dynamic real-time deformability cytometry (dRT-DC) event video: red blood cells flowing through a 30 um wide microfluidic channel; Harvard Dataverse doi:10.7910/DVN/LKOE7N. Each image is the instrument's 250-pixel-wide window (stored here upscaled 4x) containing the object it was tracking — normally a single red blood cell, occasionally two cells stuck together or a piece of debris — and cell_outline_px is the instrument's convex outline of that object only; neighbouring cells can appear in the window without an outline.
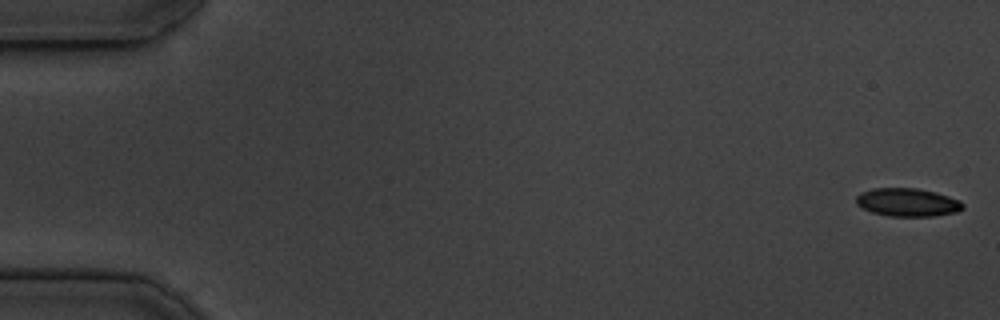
{"species": "common noctule bat (a hibernating species)", "species_latin": "Nyctalus noctula", "temperature_condition": "cold", "stored_images_in_passage": 16, "camera_frame_rate_fps": 3000, "um_per_image_px": 0.085, "animal": {"sex": "male", "body_mass_g": 19.5, "forearm_length_mm": 54.6}, "frame": {"image": 1, "passage_image": 1, "time_ms": 0.0, "image_size_px": [1000, 320], "cell_outline_px": [[964, 208], [956, 212], [932, 216], [888, 216], [872, 212], [856, 204], [856, 196], [860, 192], [872, 188], [916, 188], [936, 192], [960, 200], [964, 204]], "centroid_in_image_um": [77.13, 17.19], "position_along_channel_um": 7.9, "area_um2": 17.57}}
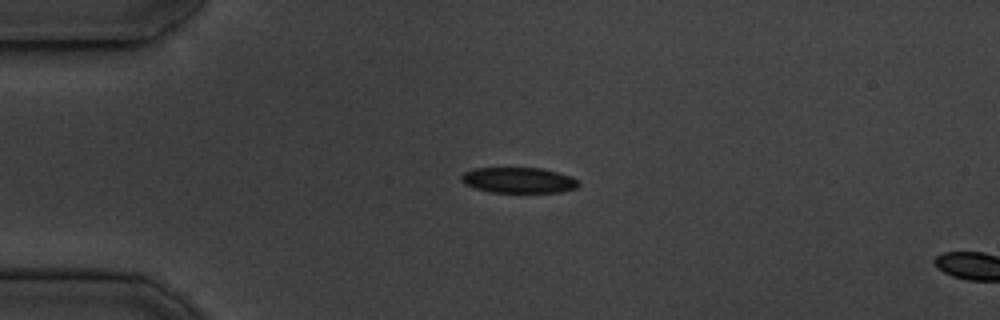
{"frame": {"image": 2, "passage_image": 13, "time_ms": 4.0, "image_size_px": [1000, 320], "cell_outline_px": [[580, 184], [576, 188], [560, 192], [492, 192], [476, 188], [464, 184], [460, 180], [460, 176], [464, 172], [476, 168], [540, 168], [572, 176], [580, 180]], "centroid_in_image_um": [44.1, 15.31], "position_along_channel_um": 40.9, "area_um2": 17.51}}